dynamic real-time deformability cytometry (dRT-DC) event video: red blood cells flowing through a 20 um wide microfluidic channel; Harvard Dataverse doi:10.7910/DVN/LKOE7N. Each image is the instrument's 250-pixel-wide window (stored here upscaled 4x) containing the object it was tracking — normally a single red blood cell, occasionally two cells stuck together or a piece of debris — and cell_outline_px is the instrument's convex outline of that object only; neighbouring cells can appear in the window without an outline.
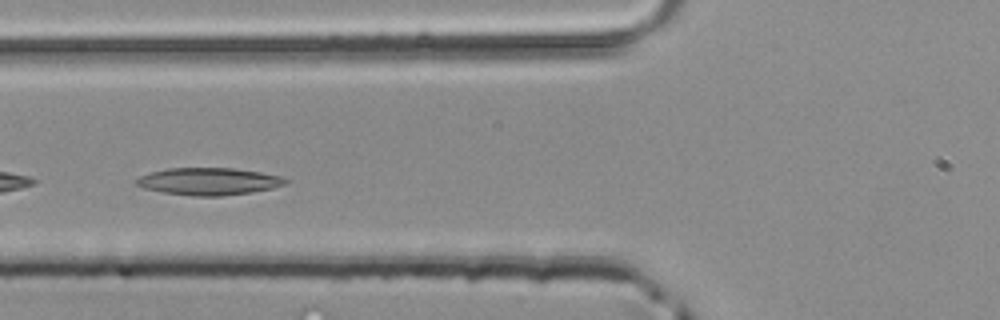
{"species": "common noctule bat (a hibernating species)", "species_latin": "Nyctalus noctula", "temperature_condition": "room temperature", "stored_images_in_passage": 31, "camera_frame_rate_fps": 3000, "um_per_image_px": 0.085, "animal": {"sex": "male", "body_mass_g": 20.4}, "frame": {"image": 1, "passage_image": 5, "time_ms": 1.333, "image_size_px": [1000, 320], "cell_outline_px": [[288, 180], [284, 184], [272, 188], [252, 192], [220, 196], [192, 196], [164, 192], [144, 188], [136, 184], [136, 180], [140, 176], [152, 172], [168, 168], [232, 168], [260, 172], [284, 176]], "centroid_in_image_um": [17.77, 15.41], "position_along_channel_um": 108.0, "area_um2": 23.52}}